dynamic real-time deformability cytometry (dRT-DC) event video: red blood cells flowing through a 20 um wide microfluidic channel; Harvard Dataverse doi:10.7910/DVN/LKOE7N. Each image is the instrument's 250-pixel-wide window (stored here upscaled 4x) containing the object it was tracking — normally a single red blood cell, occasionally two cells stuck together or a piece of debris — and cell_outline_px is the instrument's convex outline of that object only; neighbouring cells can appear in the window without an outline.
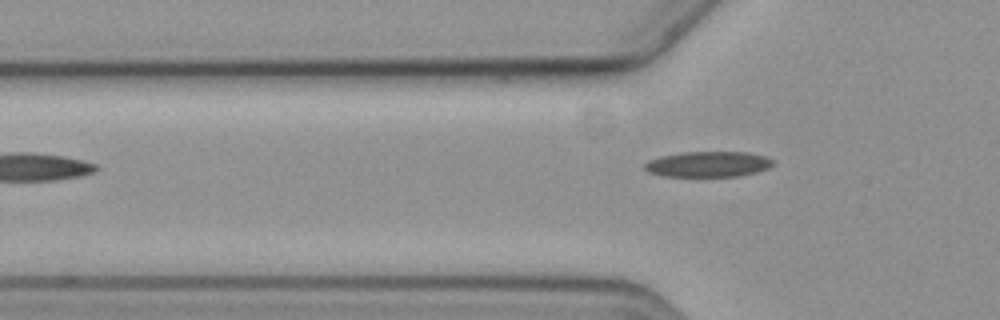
{"species": "common noctule bat (a hibernating species)", "species_latin": "Nyctalus noctula", "temperature_condition": "cold", "stored_images_in_passage": 6, "segment_of_instrument_passage": [2, 2], "camera_frame_rate_fps": 3000, "um_per_image_px": 0.085, "animal": {"sex": "female", "body_mass_g": 19.3, "forearm_length_mm": 54.1}, "frame": {"image": 1, "passage_image": 6, "time_ms": 6.667, "image_size_px": [1000, 320], "cell_outline_px": [[776, 160], [768, 168], [756, 172], [736, 176], [664, 176], [648, 172], [644, 168], [644, 164], [648, 160], [660, 156], [684, 152], [748, 152], [768, 156]], "centroid_in_image_um": [60.21, 13.94], "position_along_channel_um": 65.6, "area_um2": 19.19}}